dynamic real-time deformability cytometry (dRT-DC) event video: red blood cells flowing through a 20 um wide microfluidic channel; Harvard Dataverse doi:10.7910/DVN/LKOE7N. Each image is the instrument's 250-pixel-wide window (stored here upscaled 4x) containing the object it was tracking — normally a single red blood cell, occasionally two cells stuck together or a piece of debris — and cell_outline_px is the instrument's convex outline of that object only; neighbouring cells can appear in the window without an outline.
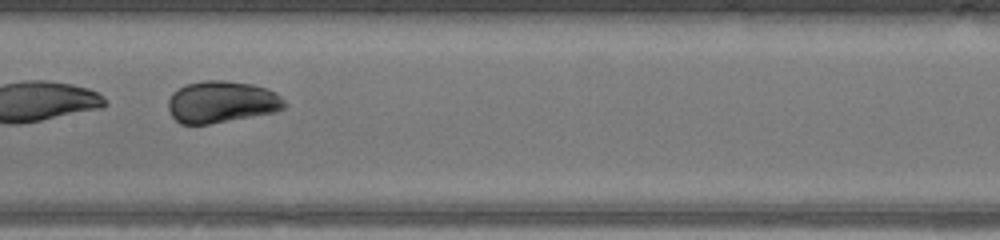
{"species": "human", "species_latin": "Homo sapiens", "temperature_condition": "warm", "stored_images_in_passage": 33, "segment_of_instrument_passage": [2, 2], "camera_frame_rate_fps": 3000, "um_per_image_px": 0.085, "donor": {"sex": "male"}, "frame": {"image": 1, "passage_image": 22, "time_ms": 7.0, "image_size_px": [1000, 240], "cell_outline_px": [[288, 104], [284, 108], [276, 112], [208, 124], [180, 124], [172, 116], [168, 108], [168, 100], [172, 92], [184, 84], [204, 80], [224, 80], [252, 84], [268, 88], [276, 92]], "centroid_in_image_um": [18.84, 8.65], "position_along_channel_um": 188.6, "area_um2": 28.61}}
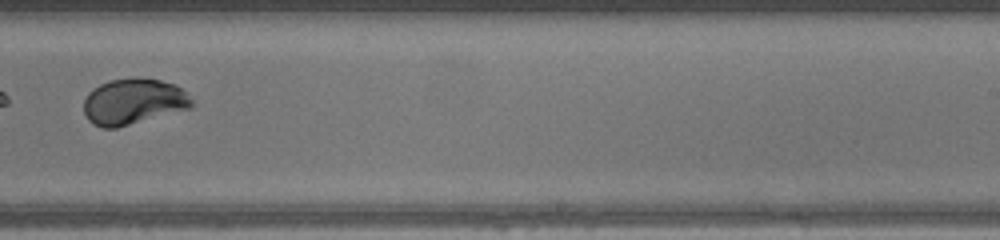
{"frame": {"image": 2, "passage_image": 28, "time_ms": 9.0, "image_size_px": [1000, 240], "cell_outline_px": [[196, 104], [192, 108], [116, 128], [100, 128], [92, 124], [88, 120], [84, 112], [84, 100], [88, 92], [92, 88], [108, 80], [136, 76], [140, 76], [160, 80], [176, 84]], "centroid_in_image_um": [11.33, 8.62], "position_along_channel_um": 277.7, "area_um2": 29.42}}